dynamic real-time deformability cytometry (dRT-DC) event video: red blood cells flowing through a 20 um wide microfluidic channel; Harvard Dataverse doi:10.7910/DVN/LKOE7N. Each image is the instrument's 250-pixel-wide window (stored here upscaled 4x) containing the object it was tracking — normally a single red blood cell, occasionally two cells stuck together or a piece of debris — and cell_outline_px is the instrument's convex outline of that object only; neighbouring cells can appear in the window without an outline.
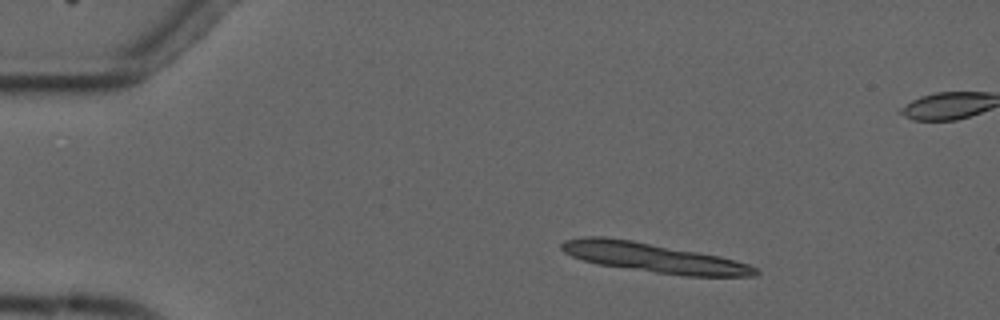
{"species": "common noctule bat (a hibernating species)", "species_latin": "Nyctalus noctula", "temperature_condition": "cold", "stored_images_in_passage": 6, "camera_frame_rate_fps": 3000, "um_per_image_px": 0.085, "animal": {"sex": "male", "forearm_length_mm": 52.5}, "frame": {"image": 1, "passage_image": 2, "time_ms": 1.333, "image_size_px": [1000, 320], "cell_outline_px": [[760, 272], [756, 276], [688, 276], [656, 272], [600, 264], [584, 260], [572, 256], [564, 252], [560, 248], [560, 244], [564, 240], [584, 236], [604, 236], [632, 240], [720, 256], [748, 264], [756, 268]], "centroid_in_image_um": [55.53, 21.89], "position_along_channel_um": 29.5, "area_um2": 32.77}}
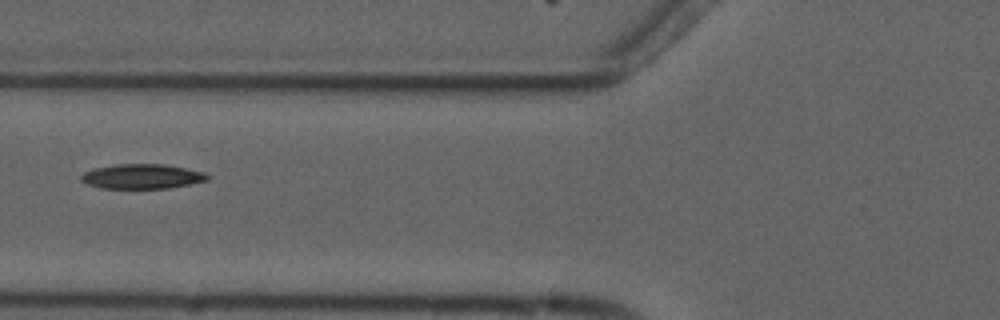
{"frame": {"image": 2, "passage_image": 6, "time_ms": 9.0, "image_size_px": [1000, 320], "cell_outline_px": [[212, 176], [208, 180], [168, 188], [100, 188], [88, 184], [80, 180], [80, 176], [84, 172], [92, 168], [116, 164], [164, 164], [204, 172]], "centroid_in_image_um": [12.05, 14.99], "position_along_channel_um": 113.7, "area_um2": 18.21}}